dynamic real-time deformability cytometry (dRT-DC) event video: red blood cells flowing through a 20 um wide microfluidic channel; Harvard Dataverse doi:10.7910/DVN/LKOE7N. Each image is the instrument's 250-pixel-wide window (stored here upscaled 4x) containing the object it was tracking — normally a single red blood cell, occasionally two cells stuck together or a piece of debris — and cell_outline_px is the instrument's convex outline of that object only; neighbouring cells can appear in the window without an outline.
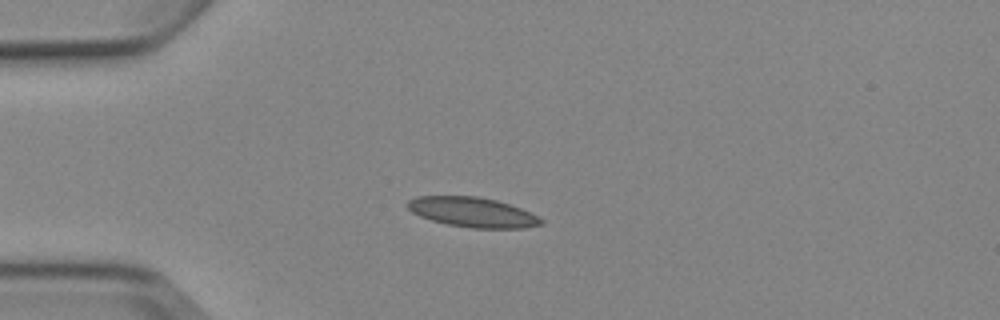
{"species": "Egyptian fruit bat (a non-hibernating species)", "species_latin": "Rousettus aegyptiacus", "temperature_condition": "cold", "stored_images_in_passage": 5, "camera_frame_rate_fps": 3000, "um_per_image_px": 0.085, "animal": {"sex": "female"}, "frame": {"image": 1, "passage_image": 3, "time_ms": 3.0, "image_size_px": [1000, 320], "cell_outline_px": [[544, 224], [524, 228], [472, 228], [448, 224], [432, 220], [420, 216], [412, 212], [408, 208], [408, 200], [416, 196], [476, 196], [496, 200], [520, 208], [544, 220]], "centroid_in_image_um": [40.16, 18.04], "position_along_channel_um": 44.8, "area_um2": 23.0}}
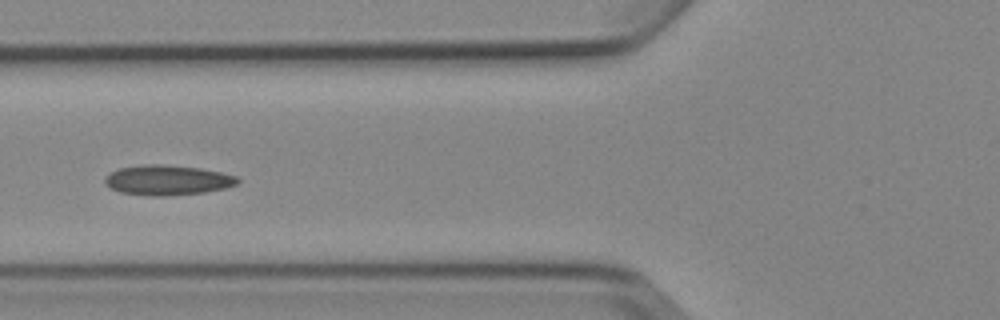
{"frame": {"image": 2, "passage_image": 5, "time_ms": 5.333, "image_size_px": [1000, 320], "cell_outline_px": [[240, 180], [236, 184], [224, 188], [204, 192], [164, 196], [152, 196], [120, 192], [112, 188], [104, 180], [112, 172], [120, 168], [148, 164], [160, 164], [200, 168], [220, 172], [236, 176]], "centroid_in_image_um": [14.27, 15.31], "position_along_channel_um": 111.5, "area_um2": 22.77}}